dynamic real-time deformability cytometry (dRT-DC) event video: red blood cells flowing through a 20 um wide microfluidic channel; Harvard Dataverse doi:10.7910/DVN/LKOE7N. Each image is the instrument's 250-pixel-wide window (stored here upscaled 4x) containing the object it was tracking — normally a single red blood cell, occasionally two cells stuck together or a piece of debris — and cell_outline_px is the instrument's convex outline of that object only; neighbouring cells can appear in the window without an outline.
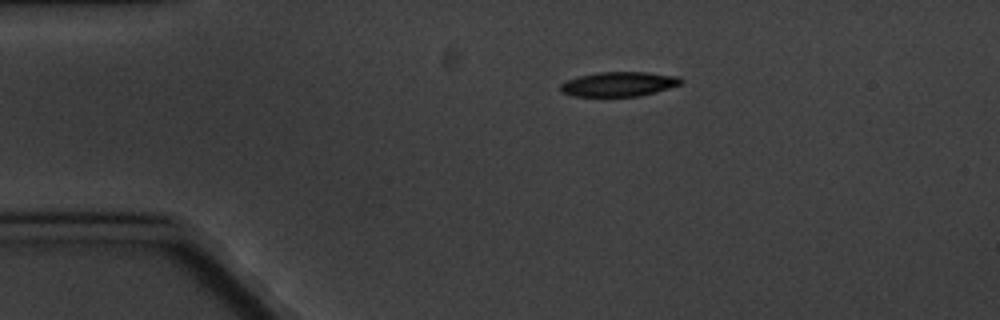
{"species": "common noctule bat (a hibernating species)", "species_latin": "Nyctalus noctula", "temperature_condition": "cold", "stored_images_in_passage": 3, "camera_frame_rate_fps": 3000, "um_per_image_px": 0.085, "animal": {"sex": "male", "body_mass_g": 20.1, "forearm_length_mm": 53.5}, "frame": {"image": 1, "passage_image": 1, "time_ms": 0.0, "image_size_px": [1000, 320], "cell_outline_px": [[684, 80], [680, 84], [656, 92], [640, 96], [572, 96], [564, 92], [560, 88], [560, 84], [568, 80], [580, 76], [600, 72], [648, 72], [680, 76]], "centroid_in_image_um": [52.65, 7.14], "position_along_channel_um": 32.3, "area_um2": 17.17}}
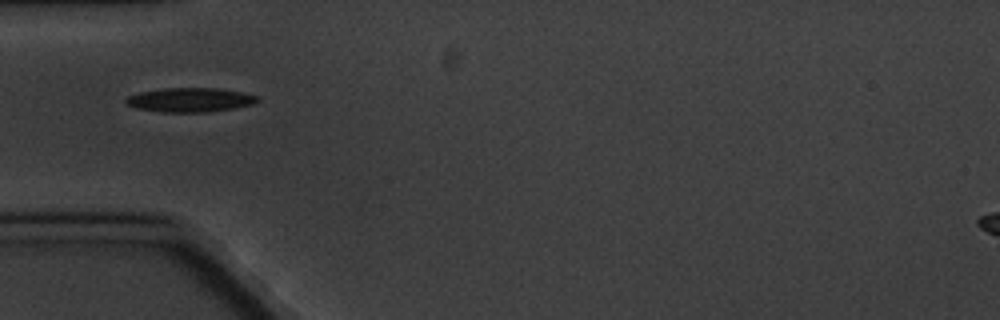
{"frame": {"image": 2, "passage_image": 3, "time_ms": 2.333, "image_size_px": [1000, 320], "cell_outline_px": [[260, 100], [252, 104], [232, 108], [208, 112], [160, 112], [136, 108], [124, 104], [124, 100], [128, 96], [140, 92], [164, 88], [220, 88], [240, 92], [256, 96]], "centroid_in_image_um": [16.1, 8.49], "position_along_channel_um": 68.9, "area_um2": 18.5}}